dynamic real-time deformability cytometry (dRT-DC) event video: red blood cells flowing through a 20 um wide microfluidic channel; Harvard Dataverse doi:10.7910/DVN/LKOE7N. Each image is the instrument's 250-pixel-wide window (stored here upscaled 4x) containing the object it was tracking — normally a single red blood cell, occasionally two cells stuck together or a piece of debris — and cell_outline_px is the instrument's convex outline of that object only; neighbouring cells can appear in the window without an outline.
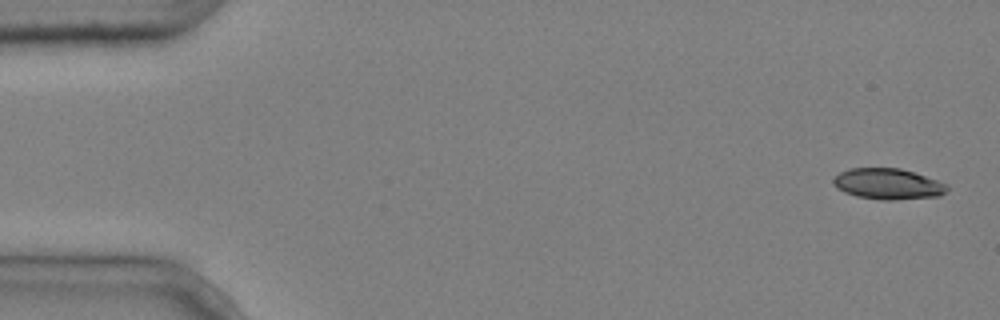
{"species": "common noctule bat (a hibernating species)", "species_latin": "Nyctalus noctula", "temperature_condition": "cold", "stored_images_in_passage": 5, "camera_frame_rate_fps": 3000, "um_per_image_px": 0.085, "animal": {"sex": "male", "body_mass_g": 20.4}, "frame": {"image": 1, "passage_image": 1, "time_ms": 0.0, "image_size_px": [1000, 320], "cell_outline_px": [[948, 188], [940, 196], [892, 200], [884, 200], [856, 196], [844, 192], [836, 188], [832, 184], [832, 180], [840, 172], [848, 168], [900, 168], [948, 184]], "centroid_in_image_um": [75.43, 15.63], "position_along_channel_um": 9.6, "area_um2": 20.4}}
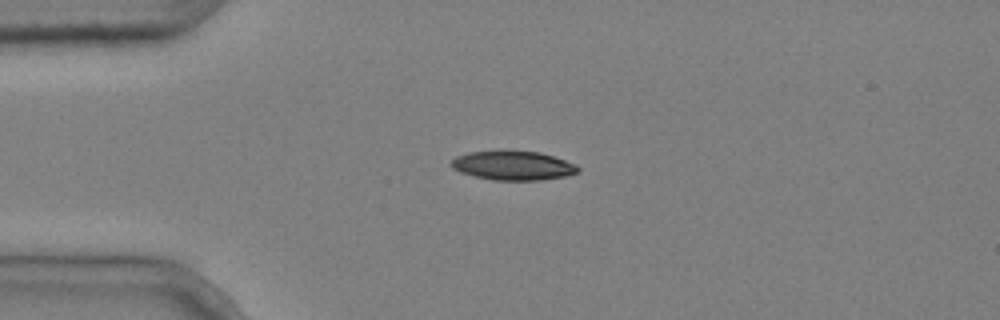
{"frame": {"image": 2, "passage_image": 4, "time_ms": 1.0, "image_size_px": [1000, 320], "cell_outline_px": [[580, 172], [564, 176], [540, 180], [492, 180], [460, 172], [452, 168], [452, 160], [456, 156], [468, 152], [500, 148], [504, 148], [540, 152], [576, 164], [580, 168]], "centroid_in_image_um": [43.59, 14.03], "position_along_channel_um": 41.4, "area_um2": 22.14}}